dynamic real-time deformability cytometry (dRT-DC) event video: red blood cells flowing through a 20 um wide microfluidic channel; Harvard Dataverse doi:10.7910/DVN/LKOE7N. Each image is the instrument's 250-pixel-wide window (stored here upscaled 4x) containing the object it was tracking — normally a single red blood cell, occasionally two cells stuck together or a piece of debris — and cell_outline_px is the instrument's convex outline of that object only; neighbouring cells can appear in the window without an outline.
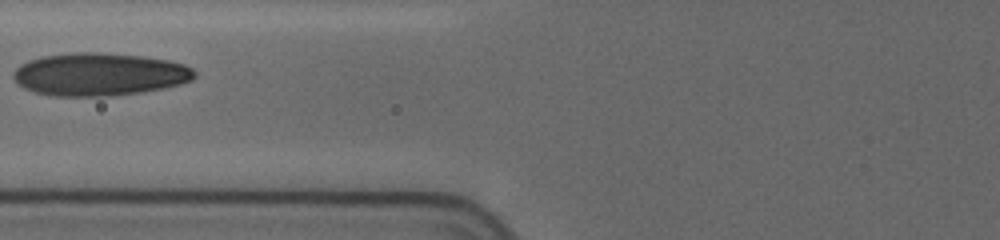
{"species": "human", "species_latin": "Homo sapiens", "temperature_condition": "cold", "stored_images_in_passage": 17, "camera_frame_rate_fps": 3000, "um_per_image_px": 0.085, "donor": {"sex": "female"}, "frame": {"image": 1, "passage_image": 6, "time_ms": 3.0, "image_size_px": [1000, 240], "cell_outline_px": [[196, 76], [192, 80], [180, 84], [164, 88], [140, 92], [108, 96], [56, 96], [36, 92], [24, 88], [16, 84], [12, 76], [12, 72], [20, 64], [28, 60], [44, 56], [80, 52], [100, 52], [144, 56], [168, 60], [184, 64], [192, 68], [196, 72]], "centroid_in_image_um": [8.44, 6.31], "position_along_channel_um": 117.4, "area_um2": 45.37}}
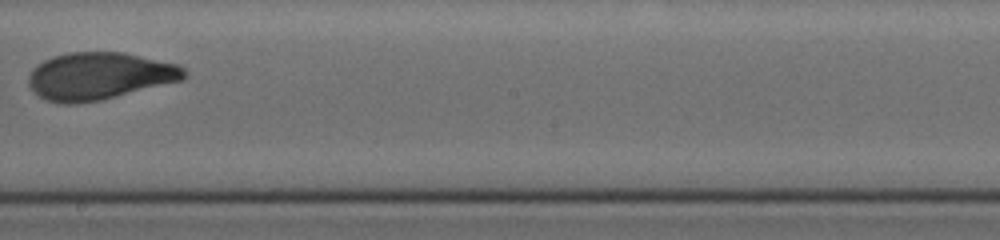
{"frame": {"image": 2, "passage_image": 14, "time_ms": 6.333, "image_size_px": [1000, 240], "cell_outline_px": [[188, 76], [184, 80], [100, 100], [76, 104], [64, 104], [48, 100], [40, 96], [28, 84], [28, 76], [32, 68], [36, 64], [52, 56], [68, 52], [124, 52], [180, 64], [188, 72]], "centroid_in_image_um": [8.48, 6.45], "position_along_channel_um": 239.7, "area_um2": 43.23}}
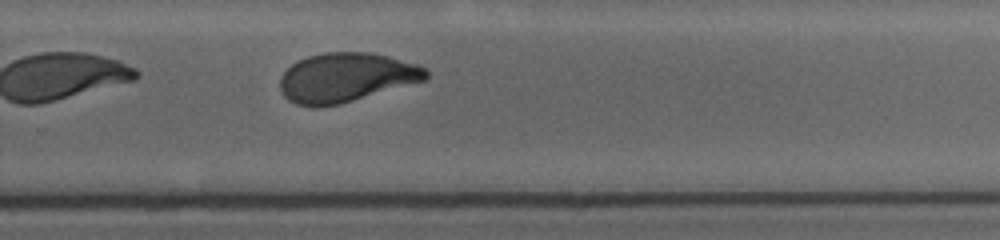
{"frame": {"image": 3, "passage_image": 17, "time_ms": 8.0, "image_size_px": [1000, 240], "cell_outline_px": [[428, 80], [340, 104], [316, 108], [296, 104], [288, 100], [284, 96], [280, 88], [280, 76], [292, 64], [308, 56], [324, 52], [372, 52], [388, 56], [416, 64], [428, 68]], "centroid_in_image_um": [29.44, 6.59], "position_along_channel_um": 300.4, "area_um2": 42.19}}